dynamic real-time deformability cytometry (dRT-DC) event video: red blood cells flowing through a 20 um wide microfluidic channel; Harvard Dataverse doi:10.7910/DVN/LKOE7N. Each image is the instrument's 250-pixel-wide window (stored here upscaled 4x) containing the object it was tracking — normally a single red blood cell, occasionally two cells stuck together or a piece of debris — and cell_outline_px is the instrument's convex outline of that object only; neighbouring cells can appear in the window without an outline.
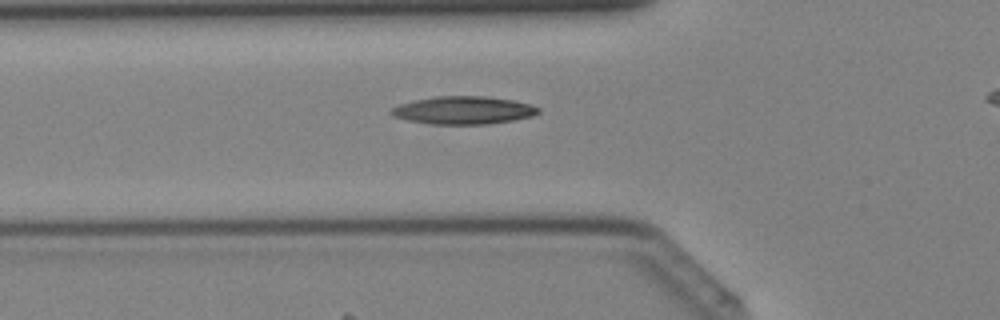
{"species": "Egyptian fruit bat (a non-hibernating species)", "species_latin": "Rousettus aegyptiacus", "temperature_condition": "cold", "stored_images_in_passage": 25, "camera_frame_rate_fps": 3000, "um_per_image_px": 0.085, "animal": {"sex": "female"}, "frame": {"image": 1, "passage_image": 3, "time_ms": 0.667, "image_size_px": [1000, 320], "cell_outline_px": [[540, 112], [532, 116], [512, 120], [488, 124], [428, 124], [408, 120], [392, 116], [388, 112], [392, 108], [400, 104], [412, 100], [436, 96], [484, 96], [512, 100], [528, 104], [540, 108]], "centroid_in_image_um": [39.34, 9.37], "position_along_channel_um": 86.5, "area_um2": 23.87}}
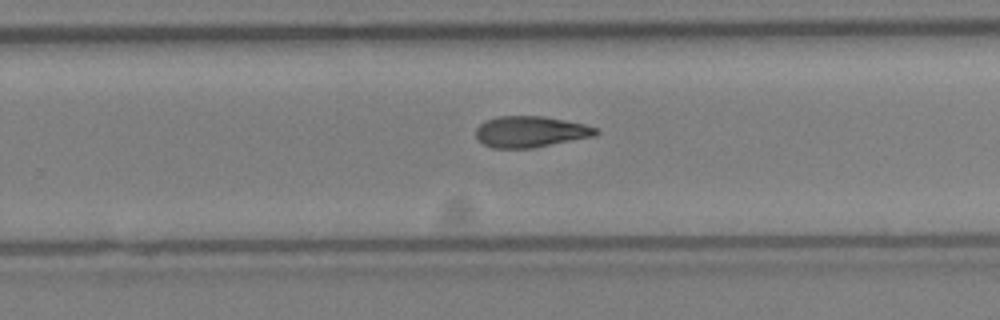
{"frame": {"image": 2, "passage_image": 15, "time_ms": 4.667, "image_size_px": [1000, 320], "cell_outline_px": [[600, 132], [596, 136], [532, 148], [492, 148], [484, 144], [476, 136], [476, 128], [484, 120], [496, 116], [544, 116], [584, 124], [596, 128]], "centroid_in_image_um": [45.09, 11.19], "position_along_channel_um": 284.7, "area_um2": 21.85}}
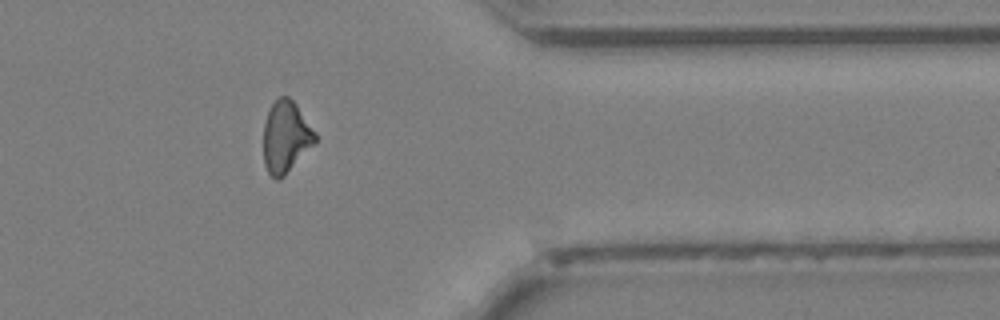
{"frame": {"image": 3, "passage_image": 22, "time_ms": 7.0, "image_size_px": [1000, 320], "cell_outline_px": [[316, 140], [284, 176], [280, 180], [276, 180], [268, 172], [264, 164], [264, 124], [268, 108], [280, 96], [288, 96], [296, 104], [316, 132]], "centroid_in_image_um": [24.27, 11.62], "position_along_channel_um": 387.1, "area_um2": 21.33}}